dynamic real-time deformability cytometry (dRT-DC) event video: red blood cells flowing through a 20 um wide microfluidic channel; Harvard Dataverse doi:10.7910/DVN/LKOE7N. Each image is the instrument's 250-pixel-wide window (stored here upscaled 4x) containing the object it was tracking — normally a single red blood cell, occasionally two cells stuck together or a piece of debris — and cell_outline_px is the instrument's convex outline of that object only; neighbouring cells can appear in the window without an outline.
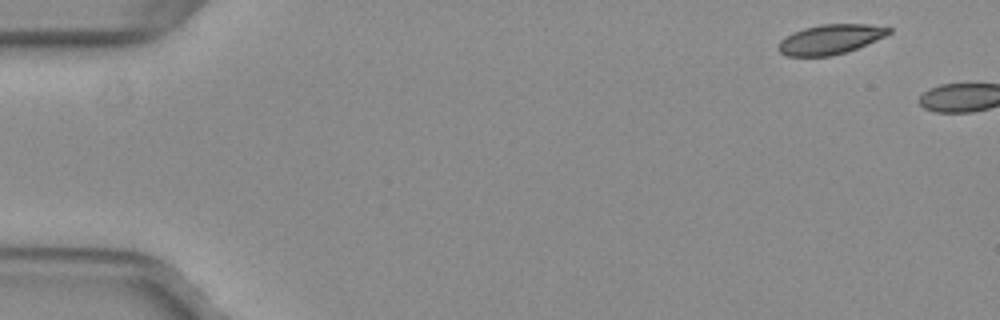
{"species": "common noctule bat (a hibernating species)", "species_latin": "Nyctalus noctula", "temperature_condition": "warm", "stored_images_in_passage": 3, "camera_frame_rate_fps": 3000, "um_per_image_px": 0.085, "animal": {"sex": "female", "body_mass_g": 29.2, "forearm_length_mm": 56.3}, "frame": {"image": 1, "passage_image": 1, "time_ms": 0.0, "image_size_px": [1000, 320], "cell_outline_px": [[892, 32], [876, 40], [848, 52], [832, 56], [788, 56], [780, 52], [776, 48], [780, 40], [792, 32], [804, 28], [820, 24], [868, 24], [892, 28]], "centroid_in_image_um": [70.56, 3.34], "position_along_channel_um": 14.4, "area_um2": 19.25}}